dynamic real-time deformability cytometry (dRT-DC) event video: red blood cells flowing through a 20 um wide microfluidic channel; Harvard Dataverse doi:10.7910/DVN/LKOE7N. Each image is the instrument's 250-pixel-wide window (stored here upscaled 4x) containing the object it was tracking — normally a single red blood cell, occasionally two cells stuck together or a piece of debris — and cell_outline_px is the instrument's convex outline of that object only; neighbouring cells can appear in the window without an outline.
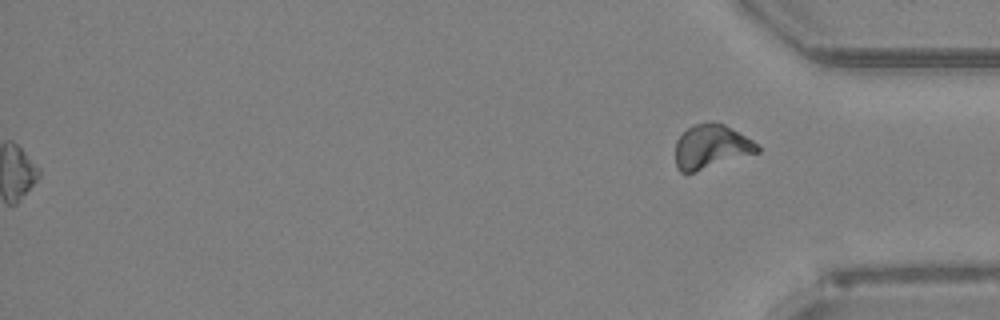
{"species": "Egyptian fruit bat (a non-hibernating species)", "species_latin": "Rousettus aegyptiacus", "temperature_condition": "room temperature", "stored_images_in_passage": 51, "segment_of_instrument_passage": [2, 2], "camera_frame_rate_fps": 3000, "um_per_image_px": 0.085, "animal": {"sex": "female"}, "frame": {"image": 1, "passage_image": 51, "time_ms": 16.667, "image_size_px": [1000, 320], "cell_outline_px": [[760, 152], [692, 172], [680, 172], [676, 168], [676, 140], [688, 128], [704, 120], [724, 124], [752, 140], [760, 148]], "centroid_in_image_um": [60.44, 12.45], "position_along_channel_um": 374.8, "area_um2": 20.81}}